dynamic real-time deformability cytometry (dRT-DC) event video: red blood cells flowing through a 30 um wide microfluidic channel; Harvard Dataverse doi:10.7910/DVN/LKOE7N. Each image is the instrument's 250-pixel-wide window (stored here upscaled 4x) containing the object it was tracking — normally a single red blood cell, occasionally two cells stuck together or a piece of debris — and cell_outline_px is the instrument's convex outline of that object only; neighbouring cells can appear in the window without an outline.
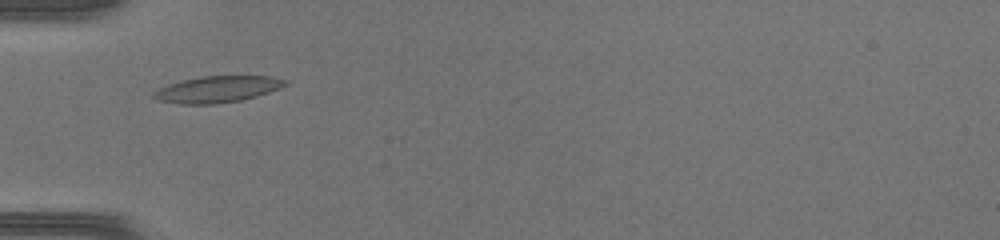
{"species": "common noctule bat (a hibernating species)", "species_latin": "Nyctalus noctula", "temperature_condition": "warm", "stored_images_in_passage": 33, "camera_frame_rate_fps": 3000, "um_per_image_px": 0.085, "animal": {"sex": "female", "body_mass_g": 17.0, "forearm_length_mm": 48.0}, "frame": {"image": 1, "passage_image": 2, "time_ms": 0.333, "image_size_px": [1000, 240], "cell_outline_px": [[288, 84], [280, 88], [256, 96], [240, 100], [216, 104], [176, 104], [156, 100], [152, 96], [152, 92], [168, 84], [200, 76], [268, 76], [288, 80]], "centroid_in_image_um": [18.45, 7.59], "position_along_channel_um": 66.6, "area_um2": 20.29}}
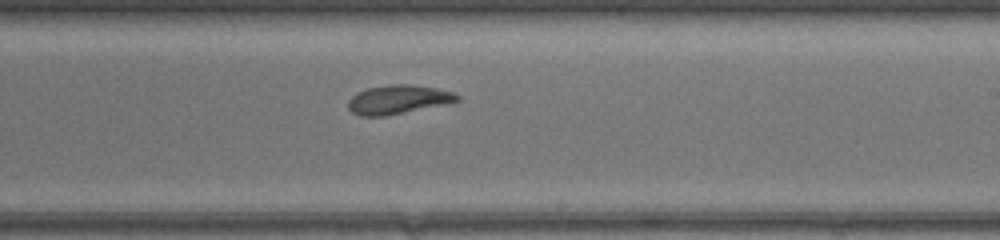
{"frame": {"image": 2, "passage_image": 15, "time_ms": 4.667, "image_size_px": [1000, 240], "cell_outline_px": [[460, 100], [448, 104], [384, 116], [360, 116], [352, 112], [348, 108], [348, 100], [356, 92], [368, 88], [392, 84], [412, 84], [436, 88], [452, 92], [460, 96]], "centroid_in_image_um": [33.84, 8.46], "position_along_channel_um": 255.2, "area_um2": 18.44}}
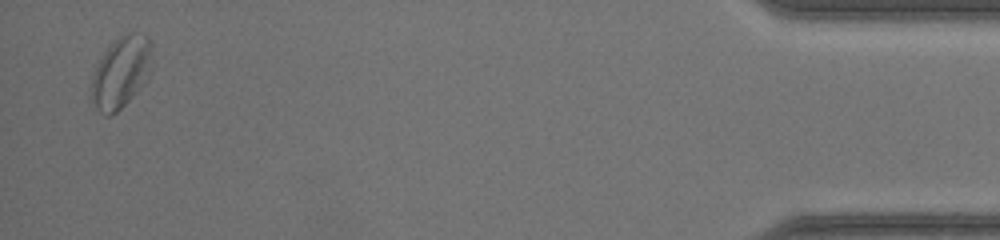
{"frame": {"image": 3, "passage_image": 32, "time_ms": 10.333, "image_size_px": [1000, 240], "cell_outline_px": [[152, 72], [148, 80], [112, 116], [104, 116], [88, 100], [92, 76], [96, 64], [104, 52], [120, 36], [128, 32], [132, 32], [148, 36], [152, 44]], "centroid_in_image_um": [10.28, 6.17], "position_along_channel_um": 424.9, "area_um2": 25.89}}